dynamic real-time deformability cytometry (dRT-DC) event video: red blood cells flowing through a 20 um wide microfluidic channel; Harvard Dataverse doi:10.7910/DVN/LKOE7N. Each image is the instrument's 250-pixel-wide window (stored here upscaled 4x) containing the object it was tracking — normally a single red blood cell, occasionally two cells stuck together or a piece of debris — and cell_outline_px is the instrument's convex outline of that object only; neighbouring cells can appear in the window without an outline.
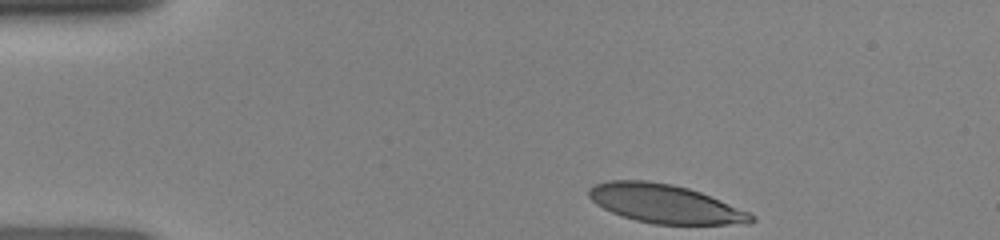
{"species": "human", "species_latin": "Homo sapiens", "temperature_condition": "room temperature", "stored_images_in_passage": 33, "camera_frame_rate_fps": 3000, "um_per_image_px": 0.085, "donor": {"sex": "female"}, "frame": {"image": 1, "passage_image": 1, "time_ms": 0.0, "image_size_px": [1000, 240], "cell_outline_px": [[756, 220], [748, 224], [652, 224], [636, 220], [612, 212], [596, 204], [588, 196], [588, 188], [596, 184], [608, 180], [648, 180], [672, 184], [688, 188], [700, 192], [720, 200], [748, 212], [756, 216]], "centroid_in_image_um": [56.52, 17.31], "position_along_channel_um": 28.5, "area_um2": 36.47}}
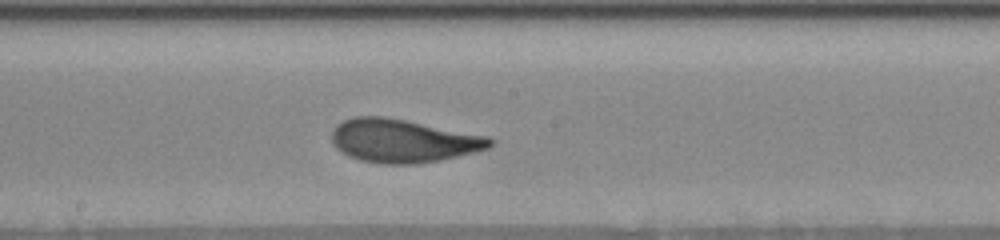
{"frame": {"image": 2, "passage_image": 19, "time_ms": 6.0, "image_size_px": [1000, 240], "cell_outline_px": [[496, 140], [488, 148], [440, 160], [416, 164], [380, 164], [360, 160], [348, 156], [340, 152], [332, 144], [332, 132], [336, 124], [344, 120], [356, 116], [384, 116], [488, 136]], "centroid_in_image_um": [34.21, 11.97], "position_along_channel_um": 214.0, "area_um2": 39.94}}
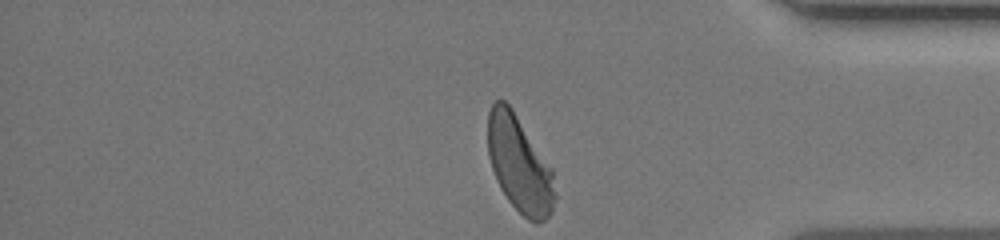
{"frame": {"image": 3, "passage_image": 33, "time_ms": 10.667, "image_size_px": [1000, 240], "cell_outline_px": [[556, 196], [552, 212], [544, 220], [536, 224], [528, 220], [508, 200], [500, 188], [496, 180], [488, 156], [488, 112], [492, 104], [496, 100], [504, 100], [512, 108], [552, 168]], "centroid_in_image_um": [44.15, 13.97], "position_along_channel_um": 391.0, "area_um2": 37.63}}